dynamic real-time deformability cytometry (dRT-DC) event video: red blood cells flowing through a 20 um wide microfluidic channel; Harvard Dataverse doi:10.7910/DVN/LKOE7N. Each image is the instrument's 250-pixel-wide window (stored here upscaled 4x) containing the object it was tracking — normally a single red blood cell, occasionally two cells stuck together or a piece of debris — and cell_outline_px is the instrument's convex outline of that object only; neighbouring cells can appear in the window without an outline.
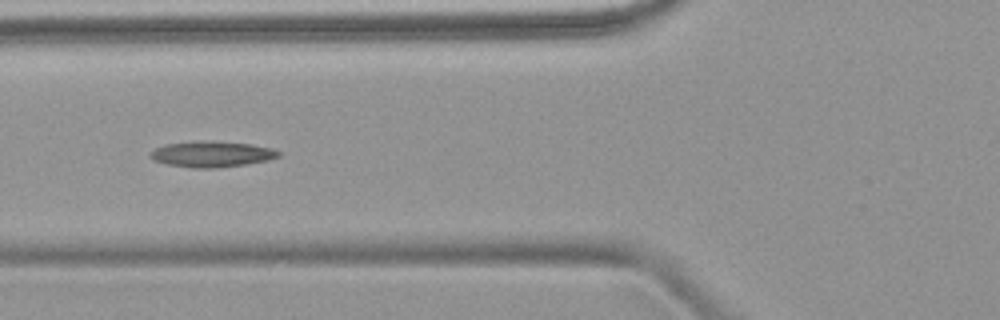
{"species": "common noctule bat (a hibernating species)", "species_latin": "Nyctalus noctula", "temperature_condition": "warm", "stored_images_in_passage": 9, "camera_frame_rate_fps": 3000, "um_per_image_px": 0.085, "animal": {"sex": "female", "body_mass_g": 18.4}, "frame": {"image": 1, "passage_image": 4, "time_ms": 4.667, "image_size_px": [1000, 320], "cell_outline_px": [[280, 156], [268, 160], [244, 164], [216, 168], [192, 168], [168, 164], [152, 160], [148, 156], [156, 148], [164, 144], [200, 140], [212, 140], [248, 144], [272, 148], [280, 152]], "centroid_in_image_um": [17.97, 13.09], "position_along_channel_um": 107.8, "area_um2": 19.36}}
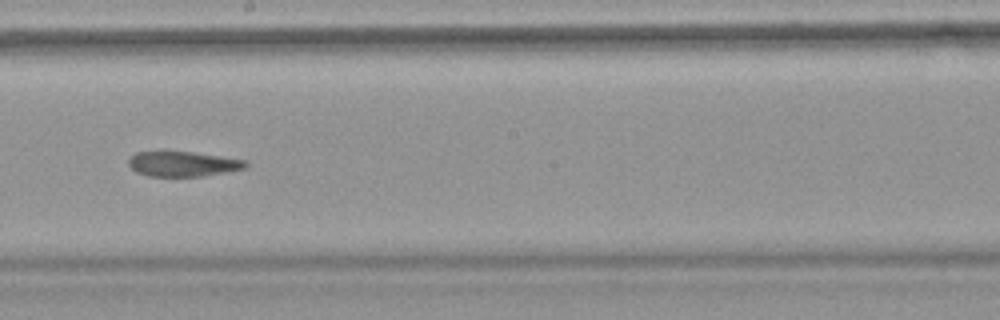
{"frame": {"image": 2, "passage_image": 7, "time_ms": 8.0, "image_size_px": [1000, 320], "cell_outline_px": [[248, 164], [244, 168], [224, 172], [200, 176], [148, 176], [136, 172], [128, 164], [128, 160], [136, 152], [160, 148], [192, 152], [248, 160]], "centroid_in_image_um": [15.46, 13.88], "position_along_channel_um": 232.7, "area_um2": 17.63}}
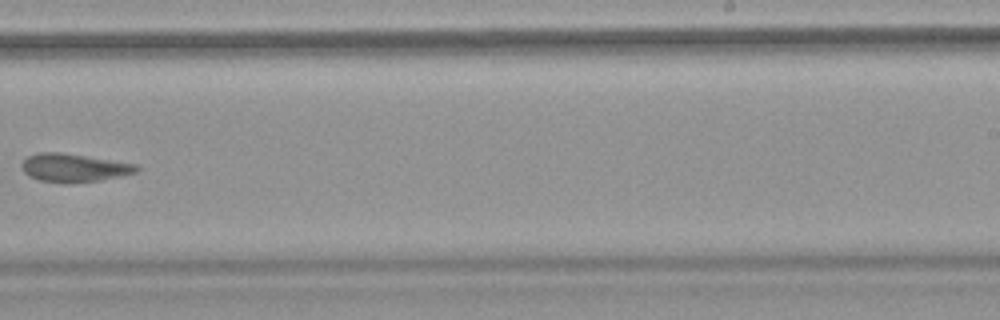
{"frame": {"image": 3, "passage_image": 8, "time_ms": 9.333, "image_size_px": [1000, 320], "cell_outline_px": [[140, 168], [136, 172], [120, 176], [100, 180], [64, 184], [40, 180], [28, 176], [24, 172], [20, 164], [28, 156], [40, 152], [64, 152], [136, 164]], "centroid_in_image_um": [6.26, 14.26], "position_along_channel_um": 282.7, "area_um2": 19.02}}